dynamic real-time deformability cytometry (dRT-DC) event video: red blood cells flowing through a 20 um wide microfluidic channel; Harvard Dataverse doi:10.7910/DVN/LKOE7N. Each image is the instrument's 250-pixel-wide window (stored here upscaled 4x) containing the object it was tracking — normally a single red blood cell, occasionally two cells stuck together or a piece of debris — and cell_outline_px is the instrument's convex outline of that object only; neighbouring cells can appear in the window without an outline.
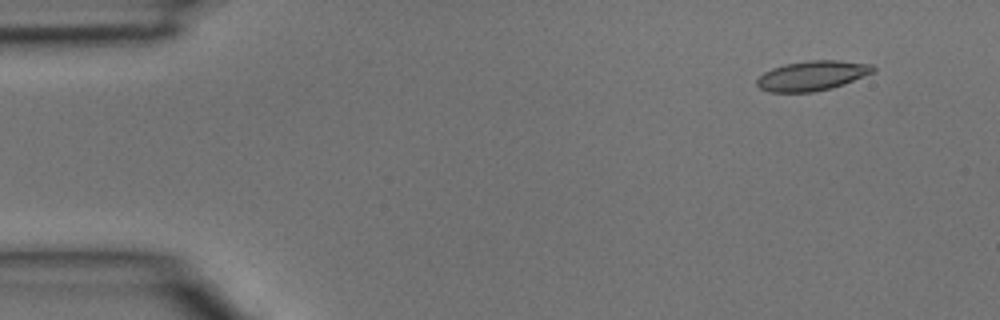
{"species": "common noctule bat (a hibernating species)", "species_latin": "Nyctalus noctula", "temperature_condition": "room temperature", "stored_images_in_passage": 3, "camera_frame_rate_fps": 3000, "um_per_image_px": 0.085, "animal": {"sex": "male", "body_mass_g": 15.6}, "frame": {"image": 1, "passage_image": 1, "time_ms": 0.0, "image_size_px": [1000, 320], "cell_outline_px": [[876, 72], [844, 84], [832, 88], [812, 92], [768, 92], [760, 88], [756, 84], [756, 80], [764, 72], [772, 68], [784, 64], [808, 60], [836, 60], [872, 64], [876, 68]], "centroid_in_image_um": [69.06, 6.43], "position_along_channel_um": 15.9, "area_um2": 20.35}}